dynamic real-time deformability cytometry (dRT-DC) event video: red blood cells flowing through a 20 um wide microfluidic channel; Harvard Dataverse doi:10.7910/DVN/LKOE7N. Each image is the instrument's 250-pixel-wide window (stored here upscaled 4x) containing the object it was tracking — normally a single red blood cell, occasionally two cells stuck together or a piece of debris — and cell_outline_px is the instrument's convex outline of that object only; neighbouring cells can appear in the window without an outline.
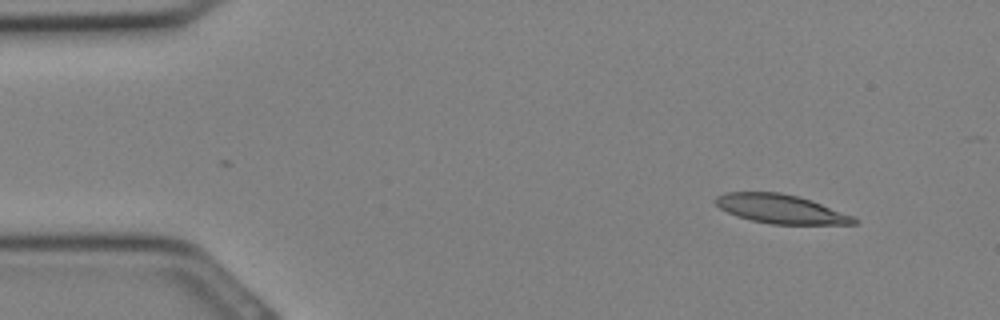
{"species": "Egyptian fruit bat (a non-hibernating species)", "species_latin": "Rousettus aegyptiacus", "temperature_condition": "cold", "stored_images_in_passage": 7, "camera_frame_rate_fps": 3000, "um_per_image_px": 0.085, "animal": {"sex": "female"}, "frame": {"image": 1, "passage_image": 1, "time_ms": 0.0, "image_size_px": [1000, 320], "cell_outline_px": [[856, 224], [772, 224], [752, 220], [736, 216], [720, 208], [712, 200], [716, 196], [724, 192], [780, 192], [800, 196], [812, 200], [852, 216], [856, 220]], "centroid_in_image_um": [66.31, 17.74], "position_along_channel_um": 18.7, "area_um2": 23.29}}
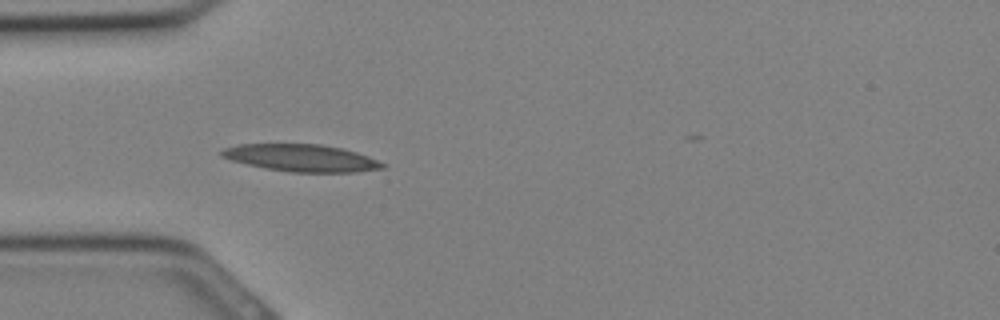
{"frame": {"image": 2, "passage_image": 7, "time_ms": 2.0, "image_size_px": [1000, 320], "cell_outline_px": [[388, 164], [384, 168], [356, 172], [288, 172], [248, 164], [232, 160], [220, 156], [220, 152], [224, 148], [240, 144], [320, 144], [344, 148], [368, 156]], "centroid_in_image_um": [25.67, 13.42], "position_along_channel_um": 59.3, "area_um2": 25.43}}